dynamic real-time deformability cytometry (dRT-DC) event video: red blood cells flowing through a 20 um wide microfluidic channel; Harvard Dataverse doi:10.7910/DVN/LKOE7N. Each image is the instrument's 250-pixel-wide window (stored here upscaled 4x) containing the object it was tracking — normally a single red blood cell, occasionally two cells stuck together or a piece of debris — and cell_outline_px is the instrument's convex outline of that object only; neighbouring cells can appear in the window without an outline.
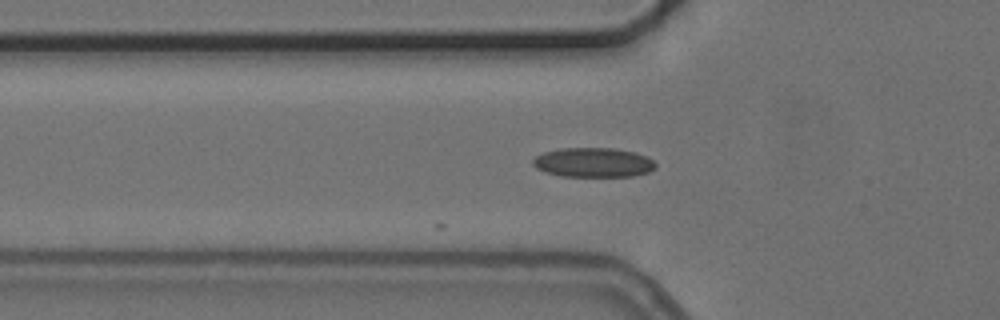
{"species": "common noctule bat (a hibernating species)", "species_latin": "Nyctalus noctula", "temperature_condition": "cold", "stored_images_in_passage": 5, "camera_frame_rate_fps": 3000, "um_per_image_px": 0.085, "animal": {"sex": "female", "body_mass_g": 24.6, "forearm_length_mm": 56.2}, "frame": {"image": 1, "passage_image": 5, "time_ms": 5.0, "image_size_px": [1000, 320], "cell_outline_px": [[656, 168], [648, 172], [632, 176], [560, 176], [544, 172], [536, 168], [532, 164], [532, 160], [536, 156], [544, 152], [560, 148], [616, 148], [636, 152], [648, 156], [656, 164]], "centroid_in_image_um": [50.43, 13.8], "position_along_channel_um": 75.4, "area_um2": 21.27}}